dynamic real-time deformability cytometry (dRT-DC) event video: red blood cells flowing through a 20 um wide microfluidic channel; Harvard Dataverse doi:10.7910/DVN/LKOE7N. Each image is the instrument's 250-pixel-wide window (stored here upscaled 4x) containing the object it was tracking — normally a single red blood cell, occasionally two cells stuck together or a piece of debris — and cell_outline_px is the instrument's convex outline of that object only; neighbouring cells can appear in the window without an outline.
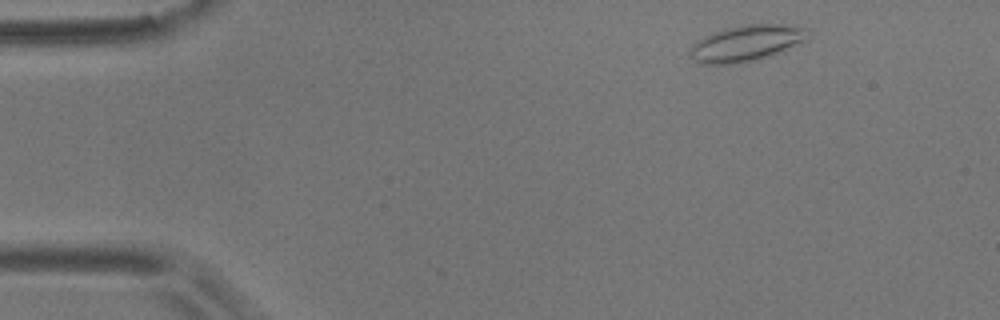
{"species": "common noctule bat (a hibernating species)", "species_latin": "Nyctalus noctula", "temperature_condition": "room temperature", "stored_images_in_passage": 8, "camera_frame_rate_fps": 3000, "um_per_image_px": 0.085, "animal": {"sex": "male", "body_mass_g": 17.9}, "frame": {"image": 1, "passage_image": 3, "time_ms": 0.667, "image_size_px": [1000, 320], "cell_outline_px": [[812, 32], [804, 40], [772, 56], [756, 60], [736, 64], [700, 64], [688, 56], [688, 52], [692, 44], [704, 36], [728, 28], [744, 24], [792, 24], [808, 28]], "centroid_in_image_um": [63.45, 3.67], "position_along_channel_um": 21.6, "area_um2": 25.09}}